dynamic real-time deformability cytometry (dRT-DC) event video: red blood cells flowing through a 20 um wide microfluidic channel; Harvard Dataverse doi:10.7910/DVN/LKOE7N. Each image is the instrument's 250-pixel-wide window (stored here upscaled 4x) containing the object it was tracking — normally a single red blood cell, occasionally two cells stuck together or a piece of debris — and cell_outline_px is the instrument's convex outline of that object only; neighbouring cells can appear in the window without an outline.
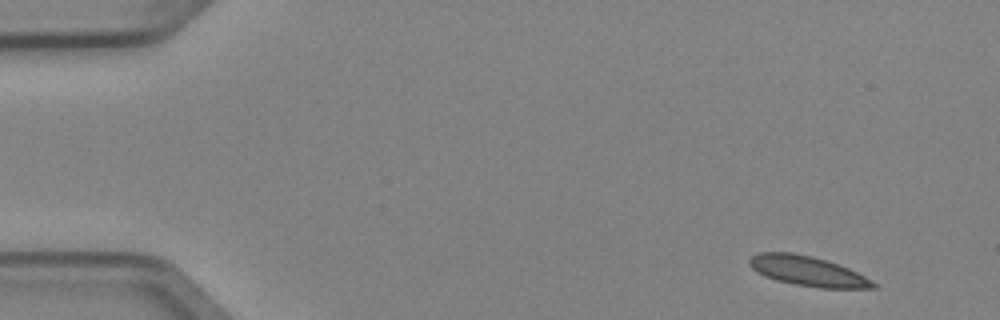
{"species": "Egyptian fruit bat (a non-hibernating species)", "species_latin": "Rousettus aegyptiacus", "temperature_condition": "cold", "stored_images_in_passage": 4, "camera_frame_rate_fps": 3000, "um_per_image_px": 0.085, "animal": {"sex": "female"}, "frame": {"image": 1, "passage_image": 1, "time_ms": 0.0, "image_size_px": [1000, 320], "cell_outline_px": [[876, 288], [820, 288], [796, 284], [776, 280], [764, 276], [756, 272], [748, 264], [748, 260], [752, 256], [760, 252], [792, 252], [812, 256], [828, 260], [840, 264], [872, 280], [876, 284]], "centroid_in_image_um": [68.63, 23.03], "position_along_channel_um": 16.4, "area_um2": 21.62}}
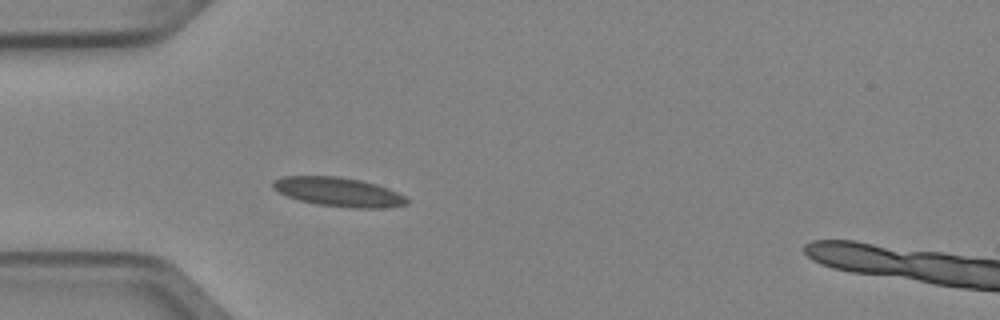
{"frame": {"image": 2, "passage_image": 4, "time_ms": 1.0, "image_size_px": [1000, 320], "cell_outline_px": [[408, 204], [384, 208], [352, 208], [316, 204], [300, 200], [288, 196], [272, 188], [272, 180], [284, 176], [340, 176], [360, 180], [376, 184], [388, 188], [404, 196], [408, 200]], "centroid_in_image_um": [28.77, 16.31], "position_along_channel_um": 56.2, "area_um2": 22.66}}